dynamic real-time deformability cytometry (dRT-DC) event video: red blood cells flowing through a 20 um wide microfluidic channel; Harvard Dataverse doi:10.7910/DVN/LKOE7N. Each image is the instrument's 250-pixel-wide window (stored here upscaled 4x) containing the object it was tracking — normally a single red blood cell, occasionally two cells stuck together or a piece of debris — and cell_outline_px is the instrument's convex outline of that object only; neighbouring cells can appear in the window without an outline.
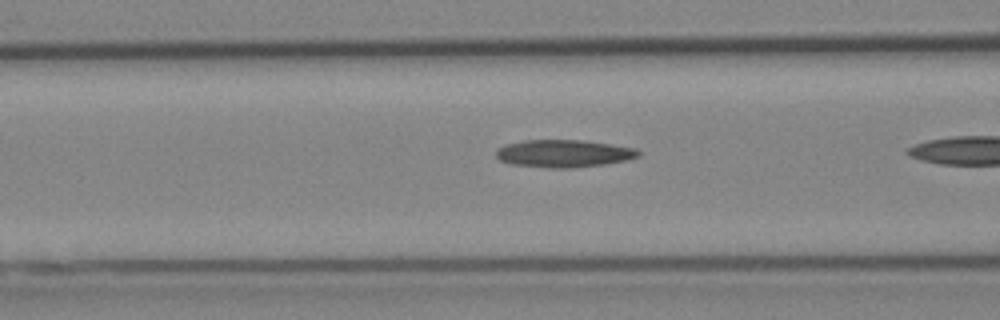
{"species": "Egyptian fruit bat (a non-hibernating species)", "species_latin": "Rousettus aegyptiacus", "temperature_condition": "cold", "stored_images_in_passage": 20, "camera_frame_rate_fps": 3000, "um_per_image_px": 0.085, "animal": {"sex": "female"}, "frame": {"image": 1, "passage_image": 18, "time_ms": 5.667, "image_size_px": [1000, 320], "cell_outline_px": [[640, 156], [628, 160], [604, 164], [568, 168], [548, 168], [512, 164], [500, 160], [496, 156], [496, 148], [504, 144], [524, 140], [580, 140], [636, 148], [640, 152]], "centroid_in_image_um": [47.89, 13.04], "position_along_channel_um": 118.7, "area_um2": 22.83}}